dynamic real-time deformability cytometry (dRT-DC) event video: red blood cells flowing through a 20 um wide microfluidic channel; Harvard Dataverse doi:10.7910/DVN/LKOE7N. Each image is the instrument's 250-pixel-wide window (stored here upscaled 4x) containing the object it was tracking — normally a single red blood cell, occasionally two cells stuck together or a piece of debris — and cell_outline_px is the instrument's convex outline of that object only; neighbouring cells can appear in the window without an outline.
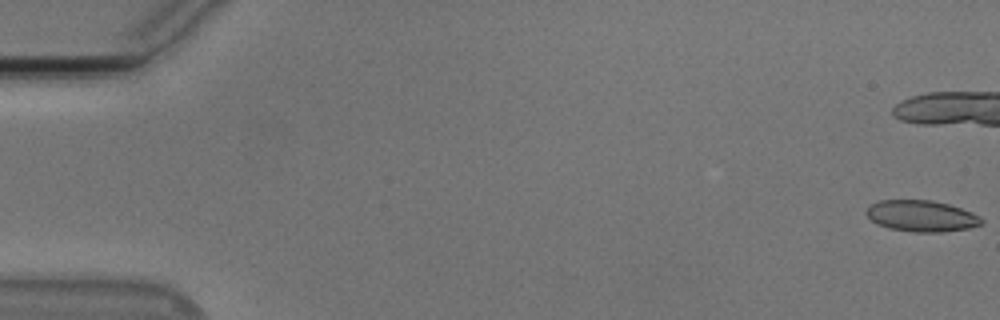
{"species": "Egyptian fruit bat (a non-hibernating species)", "species_latin": "Rousettus aegyptiacus", "temperature_condition": "cold", "stored_images_in_passage": 45, "camera_frame_rate_fps": 3000, "um_per_image_px": 0.085, "animal": {"sex": "male"}, "frame": {"image": 1, "passage_image": 1, "time_ms": 0.0, "image_size_px": [1000, 320], "cell_outline_px": [[984, 224], [968, 228], [944, 232], [912, 232], [888, 228], [876, 224], [864, 212], [872, 204], [880, 200], [932, 200], [948, 204], [972, 212], [980, 216], [984, 220]], "centroid_in_image_um": [78.35, 18.37], "position_along_channel_um": 6.7, "area_um2": 21.1}}